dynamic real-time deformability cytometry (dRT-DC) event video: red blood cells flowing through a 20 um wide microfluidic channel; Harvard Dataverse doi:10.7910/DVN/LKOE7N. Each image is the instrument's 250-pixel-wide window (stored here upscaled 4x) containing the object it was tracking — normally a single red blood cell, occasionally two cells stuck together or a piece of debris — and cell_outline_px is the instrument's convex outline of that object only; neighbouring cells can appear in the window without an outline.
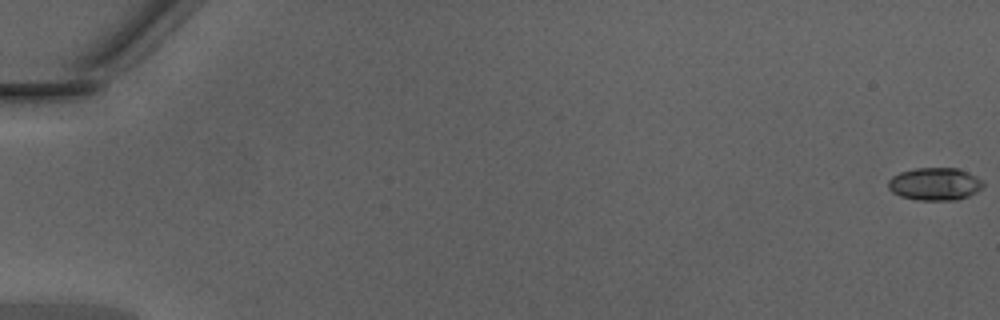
{"species": "Egyptian fruit bat (a non-hibernating species)", "species_latin": "Rousettus aegyptiacus", "temperature_condition": "warm", "stored_images_in_passage": 51, "segment_of_instrument_passage": [1, 2], "camera_frame_rate_fps": 3000, "um_per_image_px": 0.085, "animal": {"sex": "male"}, "frame": {"image": 1, "passage_image": 1, "time_ms": 0.0, "image_size_px": [1000, 320], "cell_outline_px": [[984, 184], [976, 192], [968, 196], [956, 200], [916, 200], [900, 196], [892, 192], [888, 188], [888, 180], [892, 176], [900, 172], [916, 168], [956, 168], [976, 176], [984, 180]], "centroid_in_image_um": [79.45, 15.64], "position_along_channel_um": 5.6, "area_um2": 18.09}}
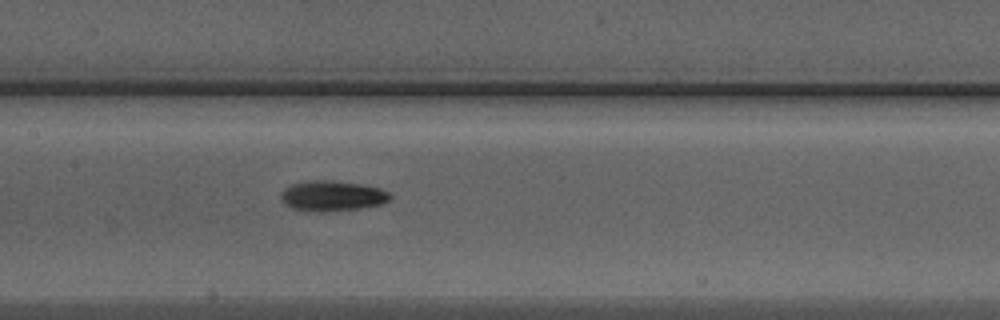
{"frame": {"image": 2, "passage_image": 26, "time_ms": 8.333, "image_size_px": [1000, 320], "cell_outline_px": [[392, 196], [388, 200], [380, 204], [360, 208], [324, 212], [320, 212], [292, 208], [284, 204], [280, 200], [280, 192], [284, 188], [292, 184], [304, 180], [332, 180], [360, 184], [380, 188], [388, 192]], "centroid_in_image_um": [28.18, 16.64], "position_along_channel_um": 179.2, "area_um2": 19.42}}
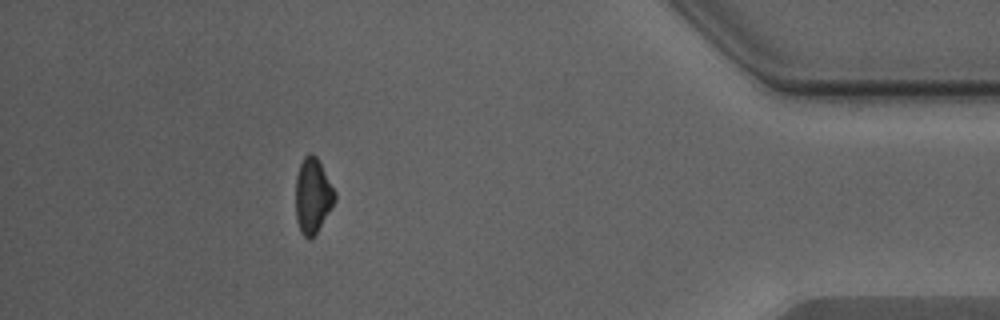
{"frame": {"image": 3, "passage_image": 45, "time_ms": 14.667, "image_size_px": [1000, 320], "cell_outline_px": [[336, 200], [316, 232], [308, 240], [300, 232], [296, 220], [296, 176], [300, 164], [304, 156], [308, 152], [312, 152], [316, 156], [336, 192]], "centroid_in_image_um": [26.57, 16.61], "position_along_channel_um": 408.6, "area_um2": 17.05}}